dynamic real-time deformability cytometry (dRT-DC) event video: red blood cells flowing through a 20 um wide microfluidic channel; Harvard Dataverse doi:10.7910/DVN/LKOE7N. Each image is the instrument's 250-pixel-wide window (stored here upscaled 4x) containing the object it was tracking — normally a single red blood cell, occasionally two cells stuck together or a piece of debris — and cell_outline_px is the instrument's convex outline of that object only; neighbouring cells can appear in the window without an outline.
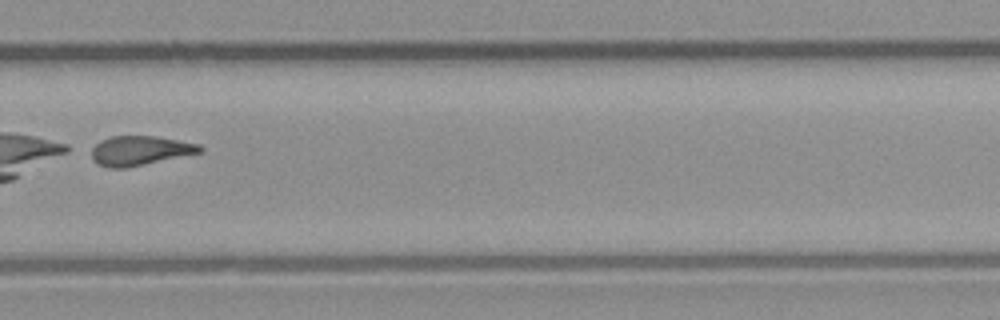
{"species": "common noctule bat (a hibernating species)", "species_latin": "Nyctalus noctula", "temperature_condition": "room temperature", "stored_images_in_passage": 35, "camera_frame_rate_fps": 3000, "um_per_image_px": 0.085, "animal": {"sex": "male", "body_mass_g": 23.1, "forearm_length_mm": 52.7}, "frame": {"image": 1, "passage_image": 20, "time_ms": 6.333, "image_size_px": [1000, 320], "cell_outline_px": [[204, 148], [200, 152], [144, 164], [124, 168], [108, 168], [92, 160], [92, 148], [100, 140], [112, 136], [156, 136], [200, 144]], "centroid_in_image_um": [11.87, 12.79], "position_along_channel_um": 317.9, "area_um2": 18.38}}